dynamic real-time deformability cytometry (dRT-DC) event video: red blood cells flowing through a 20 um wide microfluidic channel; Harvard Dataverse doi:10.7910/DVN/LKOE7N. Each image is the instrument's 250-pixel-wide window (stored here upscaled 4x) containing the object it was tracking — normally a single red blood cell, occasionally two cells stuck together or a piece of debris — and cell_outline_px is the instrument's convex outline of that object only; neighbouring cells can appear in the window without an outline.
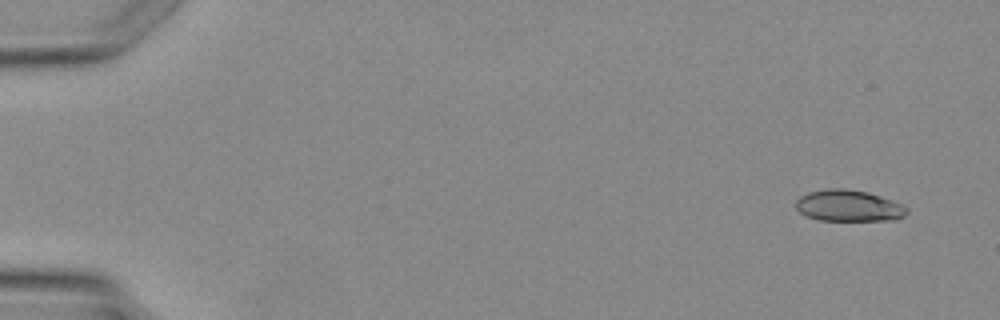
{"species": "Egyptian fruit bat (a non-hibernating species)", "species_latin": "Rousettus aegyptiacus", "temperature_condition": "warm", "stored_images_in_passage": 4, "camera_frame_rate_fps": 3000, "um_per_image_px": 0.085, "animal": {"sex": "female"}, "frame": {"image": 1, "passage_image": 1, "time_ms": 0.0, "image_size_px": [1000, 320], "cell_outline_px": [[908, 212], [904, 216], [896, 220], [820, 220], [808, 216], [800, 212], [796, 208], [796, 200], [800, 196], [808, 192], [828, 188], [844, 188], [868, 192], [892, 200], [908, 208]], "centroid_in_image_um": [72.14, 17.48], "position_along_channel_um": 12.9, "area_um2": 20.29}}
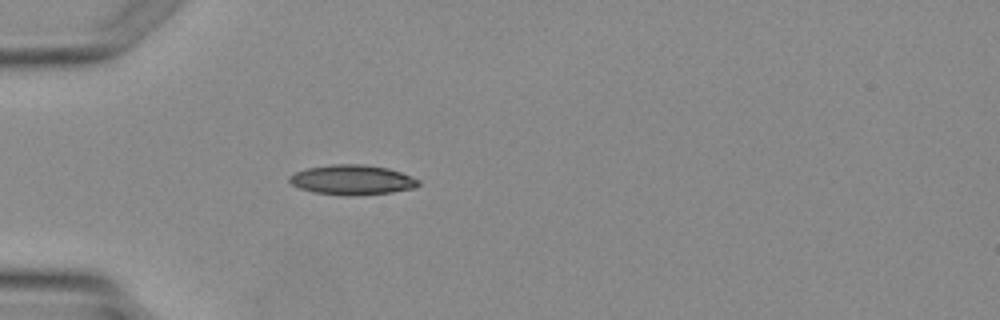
{"frame": {"image": 2, "passage_image": 4, "time_ms": 3.333, "image_size_px": [1000, 320], "cell_outline_px": [[420, 184], [416, 188], [392, 192], [348, 196], [316, 192], [300, 188], [292, 184], [288, 180], [288, 176], [296, 172], [308, 168], [332, 164], [364, 164], [388, 168], [400, 172], [420, 180]], "centroid_in_image_um": [29.96, 15.28], "position_along_channel_um": 55.0, "area_um2": 22.37}}